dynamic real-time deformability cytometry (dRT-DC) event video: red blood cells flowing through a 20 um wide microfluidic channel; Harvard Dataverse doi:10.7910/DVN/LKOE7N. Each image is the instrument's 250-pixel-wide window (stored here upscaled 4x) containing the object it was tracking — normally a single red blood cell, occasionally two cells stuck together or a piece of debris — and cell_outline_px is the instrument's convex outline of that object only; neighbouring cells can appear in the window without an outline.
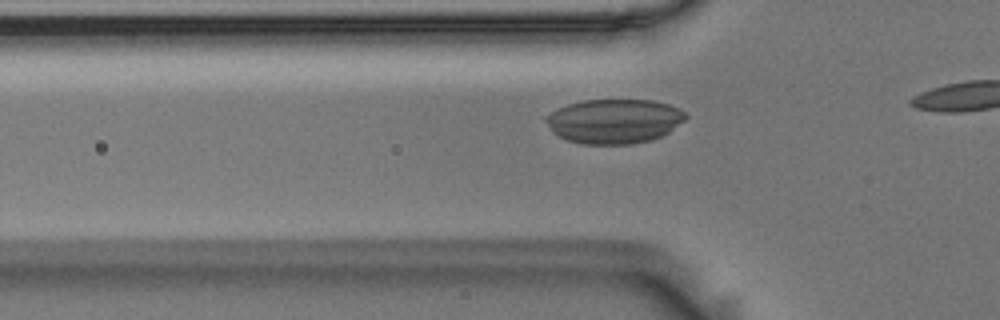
{"species": "Egyptian fruit bat (a non-hibernating species)", "species_latin": "Rousettus aegyptiacus", "temperature_condition": "room temperature", "stored_images_in_passage": 10, "camera_frame_rate_fps": 3000, "um_per_image_px": 0.085, "animal": {"sex": "male"}, "frame": {"image": 1, "passage_image": 7, "time_ms": 2.0, "image_size_px": [1000, 320], "cell_outline_px": [[688, 116], [684, 120], [668, 132], [652, 140], [632, 144], [580, 144], [556, 136], [552, 132], [544, 120], [544, 116], [568, 104], [584, 100], [652, 100], [668, 104], [680, 108]], "centroid_in_image_um": [52.18, 10.3], "position_along_channel_um": 73.6, "area_um2": 36.3}}